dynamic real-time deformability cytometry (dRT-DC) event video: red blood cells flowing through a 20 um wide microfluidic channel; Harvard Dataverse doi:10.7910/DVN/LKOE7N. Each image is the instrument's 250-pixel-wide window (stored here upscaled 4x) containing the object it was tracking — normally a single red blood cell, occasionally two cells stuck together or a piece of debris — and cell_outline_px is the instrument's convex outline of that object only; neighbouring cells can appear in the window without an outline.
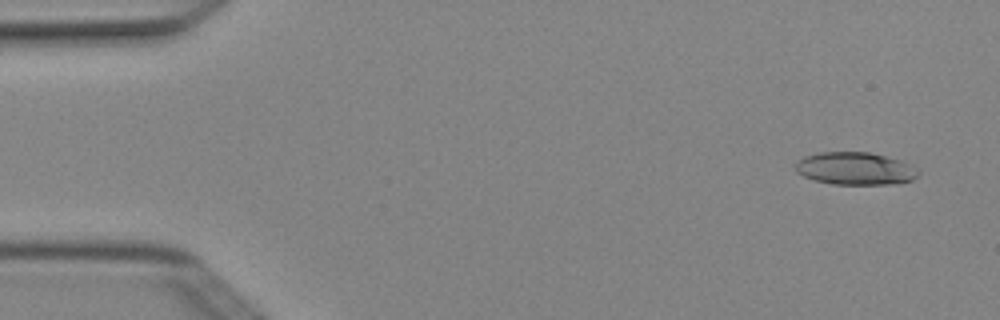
{"species": "Egyptian fruit bat (a non-hibernating species)", "species_latin": "Rousettus aegyptiacus", "temperature_condition": "cold", "stored_images_in_passage": 3, "camera_frame_rate_fps": 3000, "um_per_image_px": 0.085, "animal": {"sex": "female"}, "frame": {"image": 1, "passage_image": 1, "time_ms": 0.0, "image_size_px": [1000, 320], "cell_outline_px": [[920, 172], [912, 180], [896, 184], [832, 184], [812, 180], [796, 172], [796, 160], [804, 156], [816, 152], [868, 152], [900, 160], [912, 164]], "centroid_in_image_um": [72.67, 14.32], "position_along_channel_um": 12.3, "area_um2": 23.52}}